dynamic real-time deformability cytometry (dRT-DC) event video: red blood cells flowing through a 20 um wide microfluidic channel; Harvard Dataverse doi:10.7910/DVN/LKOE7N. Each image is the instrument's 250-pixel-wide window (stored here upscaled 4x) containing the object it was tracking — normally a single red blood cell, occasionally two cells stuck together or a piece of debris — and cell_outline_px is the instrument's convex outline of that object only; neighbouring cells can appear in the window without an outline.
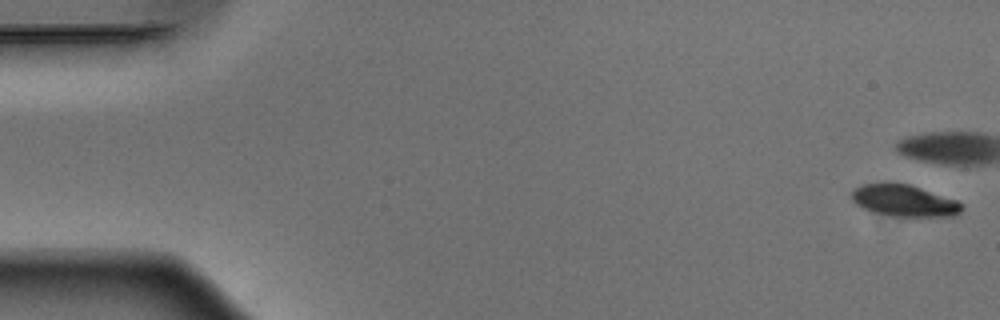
{"species": "Egyptian fruit bat (a non-hibernating species)", "species_latin": "Rousettus aegyptiacus", "temperature_condition": "warm", "stored_images_in_passage": 12, "camera_frame_rate_fps": 3000, "um_per_image_px": 0.085, "animal": {"sex": "male"}, "frame": {"image": 1, "passage_image": 1, "time_ms": 0.0, "image_size_px": [1000, 320], "cell_outline_px": [[964, 208], [960, 212], [952, 216], [900, 216], [872, 212], [856, 204], [852, 200], [852, 192], [856, 188], [864, 184], [908, 184], [956, 200], [964, 204]], "centroid_in_image_um": [76.89, 17.07], "position_along_channel_um": 8.1, "area_um2": 19.77}}